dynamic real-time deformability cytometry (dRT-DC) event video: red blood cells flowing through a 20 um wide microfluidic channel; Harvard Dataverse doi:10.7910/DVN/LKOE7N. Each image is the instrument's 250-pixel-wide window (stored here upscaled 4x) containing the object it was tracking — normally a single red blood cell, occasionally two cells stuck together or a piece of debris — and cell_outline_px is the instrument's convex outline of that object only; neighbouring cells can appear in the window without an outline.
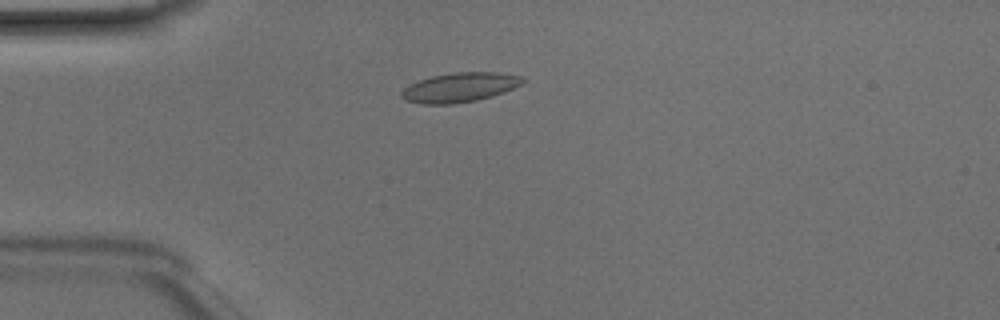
{"species": "Egyptian fruit bat (a non-hibernating species)", "species_latin": "Rousettus aegyptiacus", "temperature_condition": "room temperature", "stored_images_in_passage": 37, "camera_frame_rate_fps": 3000, "um_per_image_px": 0.085, "animal": {"sex": "male"}, "frame": {"image": 1, "passage_image": 1, "time_ms": 0.0, "image_size_px": [1000, 320], "cell_outline_px": [[528, 80], [504, 92], [492, 96], [476, 100], [452, 104], [420, 104], [404, 100], [400, 96], [400, 92], [408, 84], [432, 76], [452, 72], [500, 72], [520, 76]], "centroid_in_image_um": [39.05, 7.42], "position_along_channel_um": 46.0, "area_um2": 20.92}}
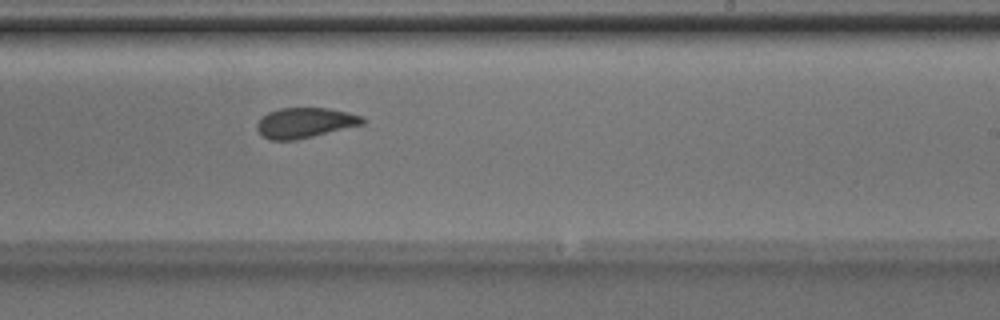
{"frame": {"image": 2, "passage_image": 18, "time_ms": 5.667, "image_size_px": [1000, 320], "cell_outline_px": [[364, 124], [296, 140], [268, 140], [256, 128], [256, 124], [268, 112], [280, 108], [328, 108], [348, 112], [364, 116]], "centroid_in_image_um": [25.94, 10.43], "position_along_channel_um": 263.1, "area_um2": 18.5}}
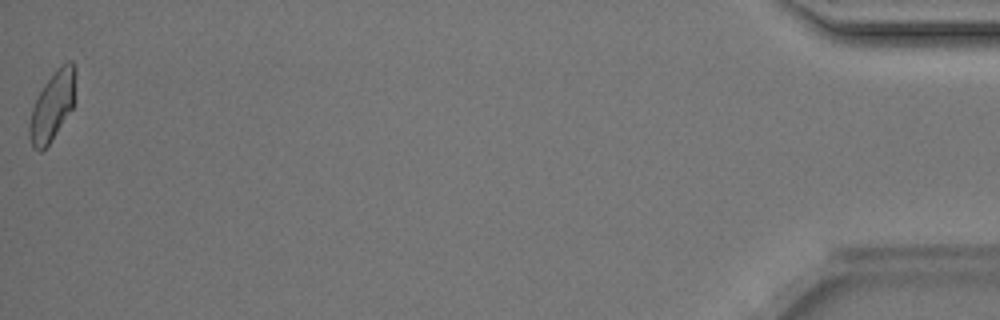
{"frame": {"image": 3, "passage_image": 37, "time_ms": 12.0, "image_size_px": [1000, 320], "cell_outline_px": [[76, 72], [72, 108], [48, 144], [40, 152], [32, 148], [28, 132], [28, 128], [32, 108], [44, 84], [52, 72], [56, 68], [68, 60], [72, 60], [76, 68]], "centroid_in_image_um": [4.44, 8.96], "position_along_channel_um": 430.8, "area_um2": 18.32}, "authors_computed_cell_mechanics": {"area_um2": 18.9584, "velocity_mm_per_s": 4.162, "shape_relaxation_time_tau1_ms": 3.478, "shape_relaxation_time_tau2_ms": 1.2296, "deformation_change_tau1": 0.0972, "deformation_change_tau2": 0.043}}